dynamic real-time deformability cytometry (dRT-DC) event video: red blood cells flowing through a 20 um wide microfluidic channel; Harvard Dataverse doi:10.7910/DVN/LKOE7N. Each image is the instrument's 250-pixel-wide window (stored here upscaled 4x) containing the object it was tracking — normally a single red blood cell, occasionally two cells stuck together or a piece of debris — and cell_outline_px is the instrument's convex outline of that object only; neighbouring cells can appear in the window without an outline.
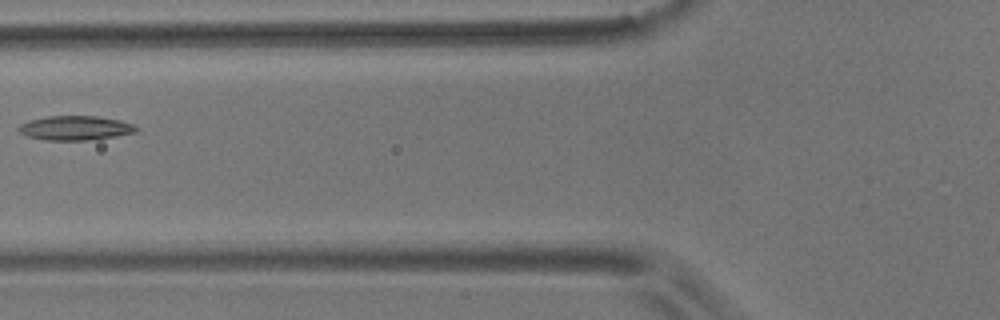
{"species": "common noctule bat (a hibernating species)", "species_latin": "Nyctalus noctula", "temperature_condition": "room temperature", "stored_images_in_passage": 4, "camera_frame_rate_fps": 3000, "um_per_image_px": 0.085, "animal": {"sex": "male", "body_mass_g": 17.9}, "frame": {"image": 1, "passage_image": 3, "time_ms": 2.333, "image_size_px": [1000, 320], "cell_outline_px": [[140, 128], [136, 132], [116, 136], [84, 140], [44, 140], [28, 136], [20, 132], [16, 128], [20, 124], [32, 120], [48, 116], [96, 116], [120, 120], [132, 124]], "centroid_in_image_um": [6.41, 10.88], "position_along_channel_um": 119.4, "area_um2": 16.53}}
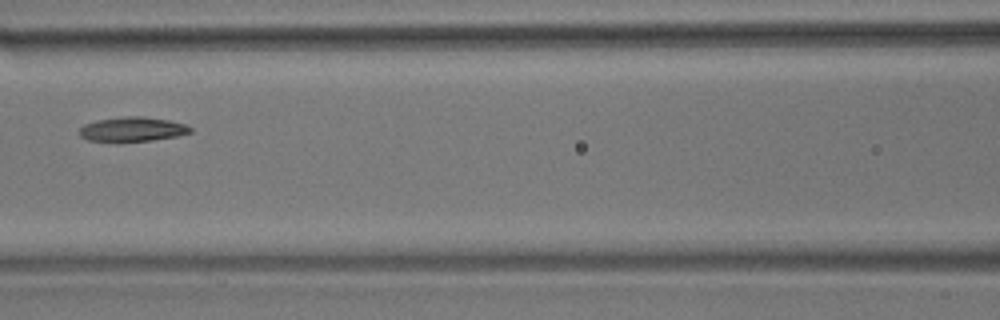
{"frame": {"image": 2, "passage_image": 4, "time_ms": 3.333, "image_size_px": [1000, 320], "cell_outline_px": [[192, 132], [176, 136], [152, 140], [116, 144], [88, 140], [80, 136], [80, 128], [84, 124], [96, 120], [124, 116], [140, 116], [168, 120], [184, 124], [192, 128]], "centroid_in_image_um": [11.19, 11.02], "position_along_channel_um": 155.4, "area_um2": 16.3}}